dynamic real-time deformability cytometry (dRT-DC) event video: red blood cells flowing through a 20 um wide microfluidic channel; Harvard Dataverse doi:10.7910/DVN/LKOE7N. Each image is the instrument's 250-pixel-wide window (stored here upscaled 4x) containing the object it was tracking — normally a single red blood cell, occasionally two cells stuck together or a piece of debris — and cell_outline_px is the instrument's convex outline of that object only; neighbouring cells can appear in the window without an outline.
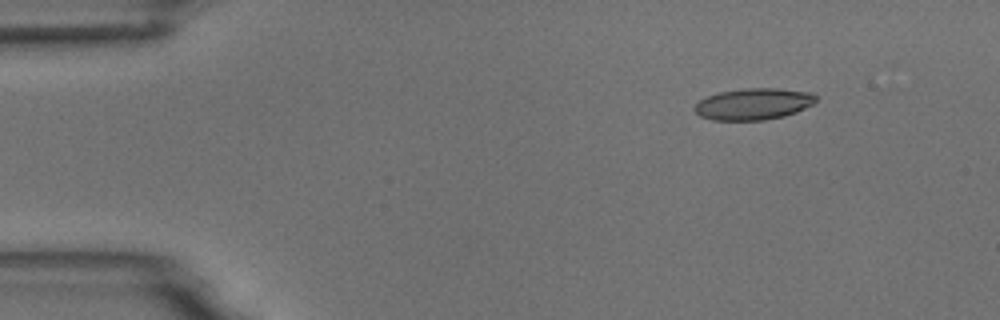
{"species": "common noctule bat (a hibernating species)", "species_latin": "Nyctalus noctula", "temperature_condition": "room temperature", "stored_images_in_passage": 6, "camera_frame_rate_fps": 3000, "um_per_image_px": 0.085, "animal": {"sex": "male", "body_mass_g": 18.8}, "frame": {"image": 1, "passage_image": 6, "time_ms": 5.667, "image_size_px": [1000, 320], "cell_outline_px": [[816, 100], [812, 104], [796, 112], [784, 116], [764, 120], [712, 120], [700, 116], [692, 108], [700, 100], [708, 96], [720, 92], [744, 88], [776, 88], [812, 92], [816, 96]], "centroid_in_image_um": [64.04, 8.84], "position_along_channel_um": 21.0, "area_um2": 22.25}}